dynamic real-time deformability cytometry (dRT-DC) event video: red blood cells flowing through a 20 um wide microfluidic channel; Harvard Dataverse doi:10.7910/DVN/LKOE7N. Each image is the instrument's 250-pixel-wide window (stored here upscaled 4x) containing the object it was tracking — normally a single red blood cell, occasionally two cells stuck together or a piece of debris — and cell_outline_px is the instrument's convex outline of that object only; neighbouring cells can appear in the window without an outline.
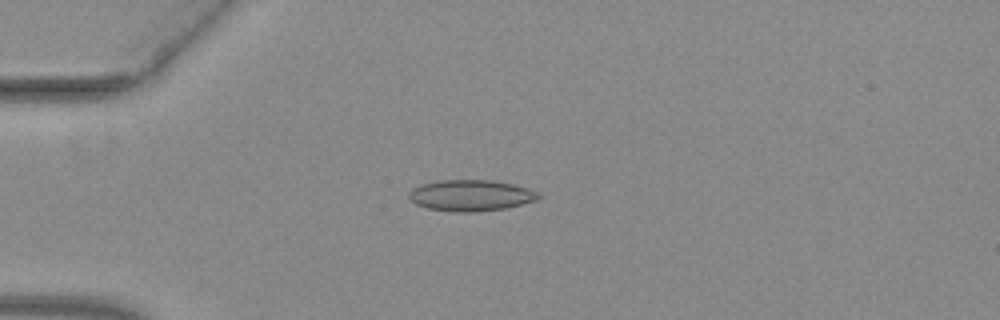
{"species": "common noctule bat (a hibernating species)", "species_latin": "Nyctalus noctula", "temperature_condition": "warm", "stored_images_in_passage": 53, "camera_frame_rate_fps": 3000, "um_per_image_px": 0.085, "animal": {"sex": "female", "body_mass_g": 29.2, "forearm_length_mm": 56.3}, "frame": {"image": 1, "passage_image": 15, "time_ms": 4.667, "image_size_px": [1000, 320], "cell_outline_px": [[540, 196], [536, 200], [504, 208], [476, 212], [452, 212], [428, 208], [416, 204], [408, 196], [408, 192], [412, 188], [436, 180], [492, 180], [512, 184], [540, 192]], "centroid_in_image_um": [39.99, 16.61], "position_along_channel_um": 45.0, "area_um2": 23.41}}
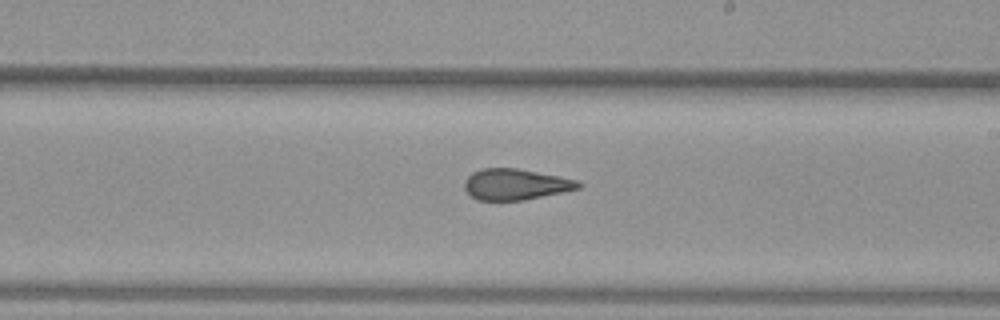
{"frame": {"image": 2, "passage_image": 32, "time_ms": 10.333, "image_size_px": [1000, 320], "cell_outline_px": [[584, 184], [580, 188], [524, 200], [476, 200], [464, 188], [464, 180], [472, 172], [480, 168], [516, 168], [560, 176], [576, 180]], "centroid_in_image_um": [43.81, 15.66], "position_along_channel_um": 245.2, "area_um2": 20.58}}
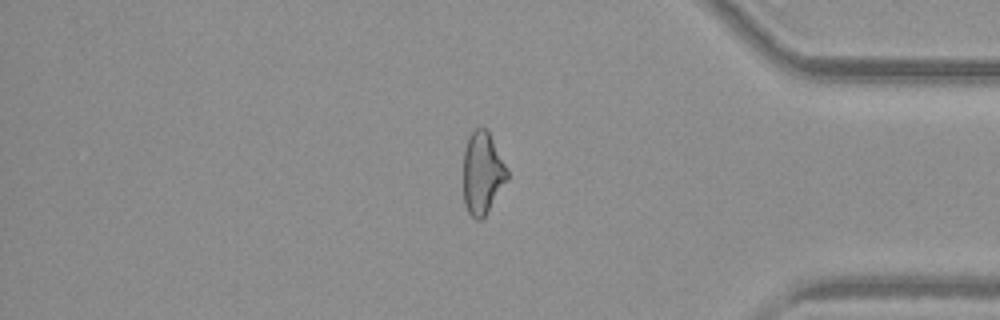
{"frame": {"image": 3, "passage_image": 45, "time_ms": 14.667, "image_size_px": [1000, 320], "cell_outline_px": [[508, 180], [484, 216], [480, 220], [476, 220], [468, 212], [464, 204], [464, 148], [468, 136], [476, 128], [484, 128], [488, 132], [508, 168]], "centroid_in_image_um": [41.01, 14.71], "position_along_channel_um": 394.2, "area_um2": 20.92}, "authors_computed_cell_mechanics": {"area_um2": 22.3686, "velocity_mm_per_s": 3.9855, "shape_relaxation_time_tau1_ms": null, "shape_relaxation_time_tau2_ms": 1.8675, "deformation_change_tau1": null, "deformation_change_tau2": 0.0817}}